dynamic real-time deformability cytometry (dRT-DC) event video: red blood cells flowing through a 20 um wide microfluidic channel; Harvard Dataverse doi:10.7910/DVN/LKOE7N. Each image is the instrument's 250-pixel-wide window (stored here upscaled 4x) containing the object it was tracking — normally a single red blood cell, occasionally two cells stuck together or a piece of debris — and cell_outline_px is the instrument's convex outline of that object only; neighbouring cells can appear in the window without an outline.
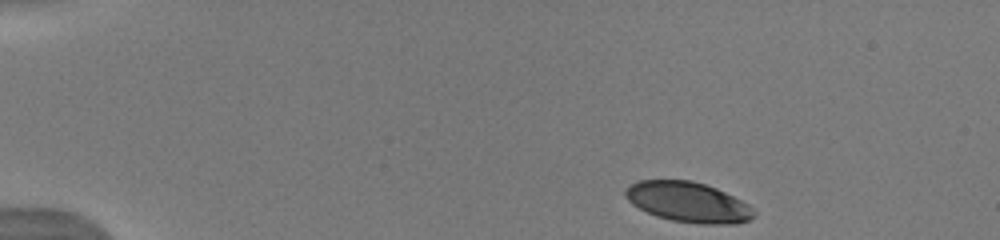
{"species": "human", "species_latin": "Homo sapiens", "temperature_condition": "warm", "stored_images_in_passage": 14, "camera_frame_rate_fps": 3000, "um_per_image_px": 0.085, "donor": {"sex": "male"}, "frame": {"image": 1, "passage_image": 1, "time_ms": 0.0, "image_size_px": [1000, 240], "cell_outline_px": [[756, 216], [748, 220], [736, 224], [700, 224], [672, 220], [656, 216], [632, 204], [624, 196], [624, 192], [632, 184], [640, 180], [692, 180], [716, 188], [748, 204], [756, 212]], "centroid_in_image_um": [58.51, 17.19], "position_along_channel_um": 26.5, "area_um2": 29.94}}
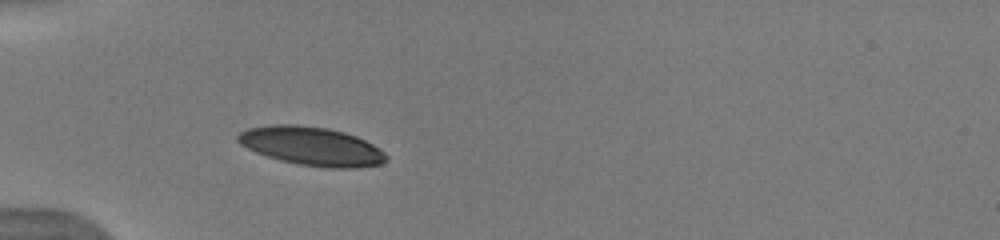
{"frame": {"image": 2, "passage_image": 9, "time_ms": 3.0, "image_size_px": [1000, 240], "cell_outline_px": [[388, 160], [380, 164], [356, 168], [328, 168], [296, 164], [280, 160], [256, 152], [240, 144], [236, 140], [236, 136], [240, 132], [248, 128], [272, 124], [296, 124], [328, 128], [344, 132], [356, 136], [380, 148], [388, 156]], "centroid_in_image_um": [26.49, 12.42], "position_along_channel_um": 58.5, "area_um2": 33.58}}